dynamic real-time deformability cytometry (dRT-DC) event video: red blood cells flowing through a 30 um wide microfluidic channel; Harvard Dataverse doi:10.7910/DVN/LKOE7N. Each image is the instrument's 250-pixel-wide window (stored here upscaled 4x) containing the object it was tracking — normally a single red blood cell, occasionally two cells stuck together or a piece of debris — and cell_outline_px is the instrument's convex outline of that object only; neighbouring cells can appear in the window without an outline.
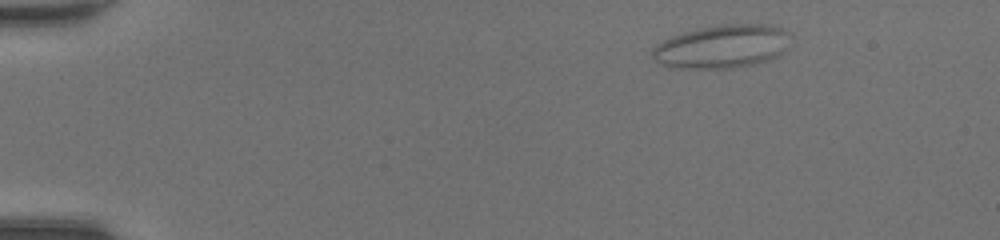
{"species": "common noctule bat (a hibernating species)", "species_latin": "Nyctalus noctula", "temperature_condition": "room temperature", "stored_images_in_passage": 40, "camera_frame_rate_fps": 3000, "um_per_image_px": 0.085, "animal": {"sex": "female", "body_mass_g": 20.0, "forearm_length_mm": 54.0}, "frame": {"image": 1, "passage_image": 1, "time_ms": 0.0, "image_size_px": [1000, 240], "cell_outline_px": [[784, 32], [780, 56], [768, 60], [752, 64], [732, 68], [680, 68], [664, 64], [656, 60], [652, 56], [652, 48], [656, 44], [672, 36], [684, 32], [700, 28], [724, 24], [768, 24], [780, 28]], "centroid_in_image_um": [61.27, 3.96], "position_along_channel_um": 23.7, "area_um2": 33.81}}
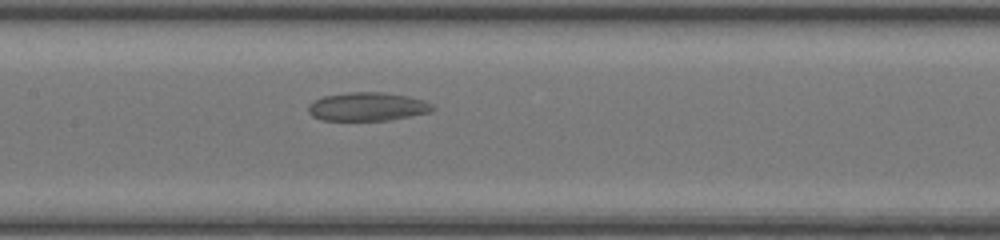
{"frame": {"image": 2, "passage_image": 19, "time_ms": 6.0, "image_size_px": [1000, 240], "cell_outline_px": [[436, 108], [432, 112], [388, 120], [324, 120], [312, 116], [308, 112], [308, 104], [324, 96], [348, 92], [384, 92], [408, 96], [424, 100], [432, 104]], "centroid_in_image_um": [31.26, 9.06], "position_along_channel_um": 176.1, "area_um2": 20.69}}
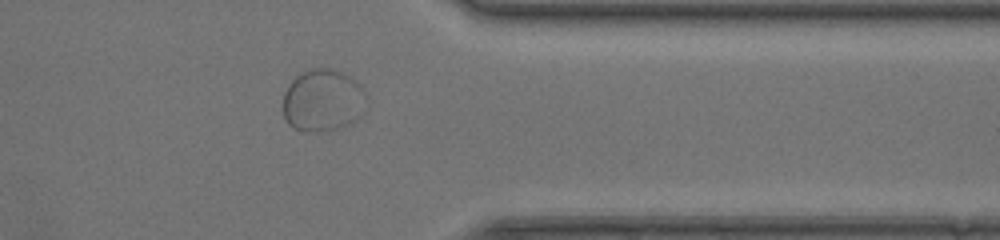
{"frame": {"image": 3, "passage_image": 34, "time_ms": 11.0, "image_size_px": [1000, 240], "cell_outline_px": [[368, 108], [352, 124], [336, 128], [316, 132], [292, 128], [284, 120], [280, 108], [284, 92], [288, 84], [296, 76], [312, 68], [332, 68], [344, 72], [360, 84], [364, 92], [368, 104]], "centroid_in_image_um": [27.43, 8.54], "position_along_channel_um": 384.0, "area_um2": 31.1}}